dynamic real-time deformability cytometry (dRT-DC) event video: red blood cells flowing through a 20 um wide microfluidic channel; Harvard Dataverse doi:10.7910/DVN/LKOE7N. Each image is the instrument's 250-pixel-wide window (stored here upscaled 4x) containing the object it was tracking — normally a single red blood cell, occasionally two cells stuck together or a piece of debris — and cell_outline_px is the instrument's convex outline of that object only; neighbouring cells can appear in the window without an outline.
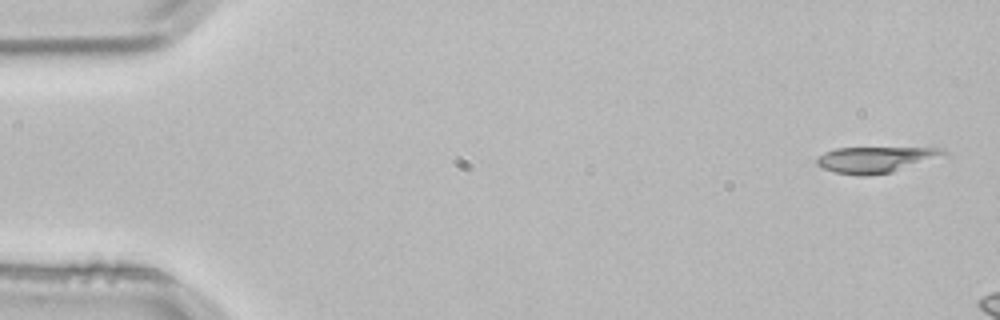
{"species": "common noctule bat (a hibernating species)", "species_latin": "Nyctalus noctula", "temperature_condition": "room temperature", "stored_images_in_passage": 2, "camera_frame_rate_fps": 3000, "um_per_image_px": 0.085, "animal": {"sex": "male", "body_mass_g": 21.5, "forearm_length_mm": 52.0}, "frame": {"image": 1, "passage_image": 1, "time_ms": 0.0, "image_size_px": [1000, 320], "cell_outline_px": [[948, 156], [892, 172], [868, 176], [860, 176], [832, 172], [820, 168], [816, 164], [816, 160], [824, 152], [836, 148], [944, 148], [948, 152]], "centroid_in_image_um": [74.47, 13.58], "position_along_channel_um": 10.5, "area_um2": 19.59}}